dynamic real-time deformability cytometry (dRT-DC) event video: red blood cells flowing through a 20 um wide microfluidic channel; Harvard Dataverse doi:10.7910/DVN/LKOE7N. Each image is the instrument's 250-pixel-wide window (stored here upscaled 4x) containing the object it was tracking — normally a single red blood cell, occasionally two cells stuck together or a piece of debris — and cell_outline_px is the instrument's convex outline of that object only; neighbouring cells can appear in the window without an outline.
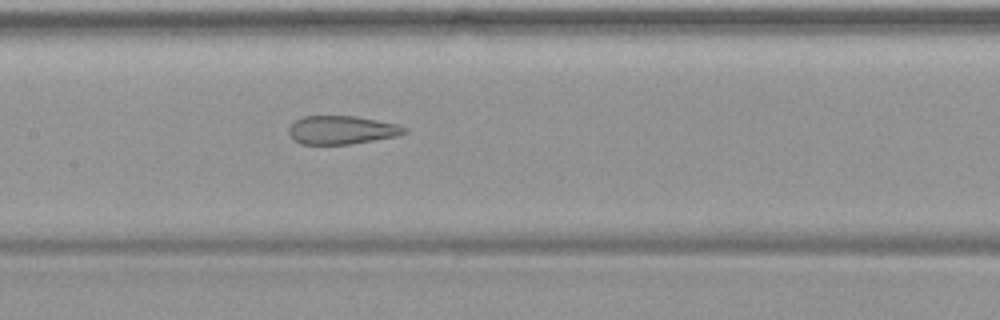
{"species": "common noctule bat (a hibernating species)", "species_latin": "Nyctalus noctula", "temperature_condition": "warm", "stored_images_in_passage": 34, "camera_frame_rate_fps": 3000, "um_per_image_px": 0.085, "animal": {"sex": "female", "body_mass_g": 19.9}, "frame": {"image": 1, "passage_image": 9, "time_ms": 2.667, "image_size_px": [1000, 320], "cell_outline_px": [[408, 132], [396, 136], [348, 144], [300, 144], [292, 140], [288, 132], [288, 128], [296, 120], [304, 116], [356, 116], [396, 124], [408, 128]], "centroid_in_image_um": [29.01, 11.05], "position_along_channel_um": 178.4, "area_um2": 19.07}}
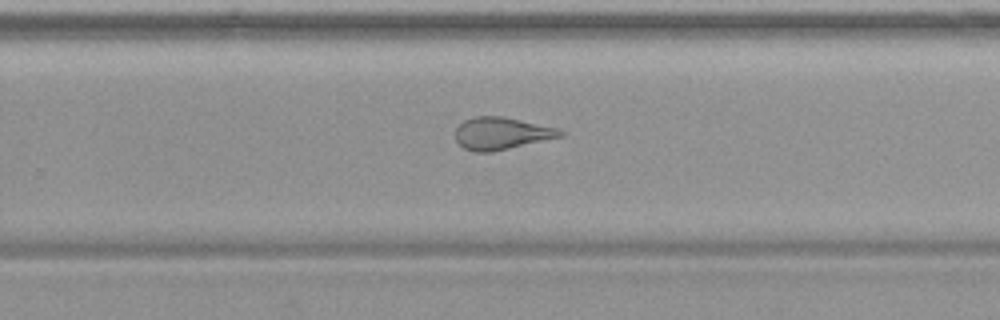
{"frame": {"image": 2, "passage_image": 17, "time_ms": 5.333, "image_size_px": [1000, 320], "cell_outline_px": [[564, 136], [492, 152], [472, 152], [464, 148], [456, 140], [456, 128], [464, 120], [472, 116], [504, 116], [556, 128], [564, 132]], "centroid_in_image_um": [42.6, 11.34], "position_along_channel_um": 287.2, "area_um2": 19.71}}
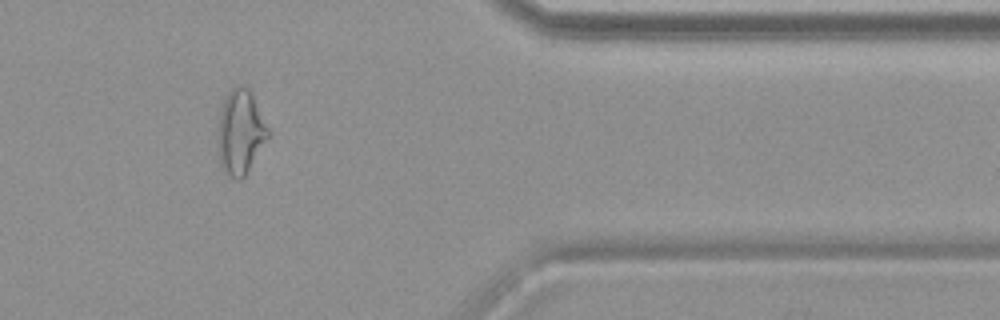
{"frame": {"image": 3, "passage_image": 26, "time_ms": 8.333, "image_size_px": [1000, 320], "cell_outline_px": [[268, 136], [244, 176], [240, 180], [236, 180], [224, 172], [220, 160], [220, 112], [224, 100], [228, 92], [232, 88], [240, 84], [248, 88], [252, 92], [268, 128]], "centroid_in_image_um": [20.45, 11.18], "position_along_channel_um": 390.9, "area_um2": 23.76}}